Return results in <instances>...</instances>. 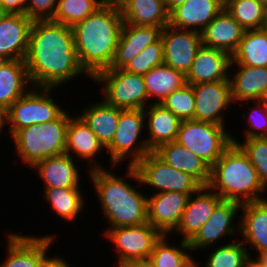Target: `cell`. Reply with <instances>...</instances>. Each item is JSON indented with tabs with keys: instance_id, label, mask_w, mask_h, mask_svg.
Instances as JSON below:
<instances>
[{
	"instance_id": "3957f363",
	"label": "cell",
	"mask_w": 267,
	"mask_h": 267,
	"mask_svg": "<svg viewBox=\"0 0 267 267\" xmlns=\"http://www.w3.org/2000/svg\"><path fill=\"white\" fill-rule=\"evenodd\" d=\"M108 228L147 223V195L105 168L89 170Z\"/></svg>"
},
{
	"instance_id": "d4e9b609",
	"label": "cell",
	"mask_w": 267,
	"mask_h": 267,
	"mask_svg": "<svg viewBox=\"0 0 267 267\" xmlns=\"http://www.w3.org/2000/svg\"><path fill=\"white\" fill-rule=\"evenodd\" d=\"M242 219L238 228L242 235L241 242H249L250 249L258 254L267 251V199L241 204ZM244 237V238H243ZM245 240V241H244ZM245 242V243H244Z\"/></svg>"
},
{
	"instance_id": "cb8c5ba5",
	"label": "cell",
	"mask_w": 267,
	"mask_h": 267,
	"mask_svg": "<svg viewBox=\"0 0 267 267\" xmlns=\"http://www.w3.org/2000/svg\"><path fill=\"white\" fill-rule=\"evenodd\" d=\"M106 149L104 145L98 140L96 135L84 122V120L78 116H70L69 124L66 131V149L65 153L71 156V153H75L77 158L89 162L90 165H94L88 170L102 168L99 163H96L97 154L100 151ZM95 162V164L93 163ZM98 164V165H97Z\"/></svg>"
},
{
	"instance_id": "f546056e",
	"label": "cell",
	"mask_w": 267,
	"mask_h": 267,
	"mask_svg": "<svg viewBox=\"0 0 267 267\" xmlns=\"http://www.w3.org/2000/svg\"><path fill=\"white\" fill-rule=\"evenodd\" d=\"M119 7L126 24L162 28L169 25L165 0H125Z\"/></svg>"
},
{
	"instance_id": "4fadbf2b",
	"label": "cell",
	"mask_w": 267,
	"mask_h": 267,
	"mask_svg": "<svg viewBox=\"0 0 267 267\" xmlns=\"http://www.w3.org/2000/svg\"><path fill=\"white\" fill-rule=\"evenodd\" d=\"M195 97L194 120L224 126V114L233 103L229 80L193 84Z\"/></svg>"
},
{
	"instance_id": "f6af8a7d",
	"label": "cell",
	"mask_w": 267,
	"mask_h": 267,
	"mask_svg": "<svg viewBox=\"0 0 267 267\" xmlns=\"http://www.w3.org/2000/svg\"><path fill=\"white\" fill-rule=\"evenodd\" d=\"M41 267H71V265L63 257L55 256L49 257Z\"/></svg>"
},
{
	"instance_id": "bcb514c9",
	"label": "cell",
	"mask_w": 267,
	"mask_h": 267,
	"mask_svg": "<svg viewBox=\"0 0 267 267\" xmlns=\"http://www.w3.org/2000/svg\"><path fill=\"white\" fill-rule=\"evenodd\" d=\"M117 267H153L148 260H129L118 263Z\"/></svg>"
},
{
	"instance_id": "d6986e66",
	"label": "cell",
	"mask_w": 267,
	"mask_h": 267,
	"mask_svg": "<svg viewBox=\"0 0 267 267\" xmlns=\"http://www.w3.org/2000/svg\"><path fill=\"white\" fill-rule=\"evenodd\" d=\"M221 200L222 198L208 186L201 187L195 194L189 196L175 232L183 237V241L189 242L209 219L213 209Z\"/></svg>"
},
{
	"instance_id": "7bdbcfd3",
	"label": "cell",
	"mask_w": 267,
	"mask_h": 267,
	"mask_svg": "<svg viewBox=\"0 0 267 267\" xmlns=\"http://www.w3.org/2000/svg\"><path fill=\"white\" fill-rule=\"evenodd\" d=\"M58 0H26V15L32 20H52Z\"/></svg>"
},
{
	"instance_id": "f5cc1de1",
	"label": "cell",
	"mask_w": 267,
	"mask_h": 267,
	"mask_svg": "<svg viewBox=\"0 0 267 267\" xmlns=\"http://www.w3.org/2000/svg\"><path fill=\"white\" fill-rule=\"evenodd\" d=\"M247 267H262L261 265H259L255 260H253V256L250 259Z\"/></svg>"
},
{
	"instance_id": "836d02e7",
	"label": "cell",
	"mask_w": 267,
	"mask_h": 267,
	"mask_svg": "<svg viewBox=\"0 0 267 267\" xmlns=\"http://www.w3.org/2000/svg\"><path fill=\"white\" fill-rule=\"evenodd\" d=\"M167 235H162L155 243L154 249L150 254L148 261L153 267H198L197 261H194L188 242L181 240L179 247L167 243ZM188 253H187V252Z\"/></svg>"
},
{
	"instance_id": "4316f807",
	"label": "cell",
	"mask_w": 267,
	"mask_h": 267,
	"mask_svg": "<svg viewBox=\"0 0 267 267\" xmlns=\"http://www.w3.org/2000/svg\"><path fill=\"white\" fill-rule=\"evenodd\" d=\"M236 66L239 68L235 75H229L233 102L263 100L267 94V67Z\"/></svg>"
},
{
	"instance_id": "30bf717a",
	"label": "cell",
	"mask_w": 267,
	"mask_h": 267,
	"mask_svg": "<svg viewBox=\"0 0 267 267\" xmlns=\"http://www.w3.org/2000/svg\"><path fill=\"white\" fill-rule=\"evenodd\" d=\"M16 100L6 111L8 132L11 137L20 129L55 120L64 109L54 102L50 93L54 88L33 87Z\"/></svg>"
},
{
	"instance_id": "60d3db41",
	"label": "cell",
	"mask_w": 267,
	"mask_h": 267,
	"mask_svg": "<svg viewBox=\"0 0 267 267\" xmlns=\"http://www.w3.org/2000/svg\"><path fill=\"white\" fill-rule=\"evenodd\" d=\"M164 64L163 41L160 38L157 42L147 46L140 54L131 60L123 70L144 75L152 68Z\"/></svg>"
},
{
	"instance_id": "9c48e42d",
	"label": "cell",
	"mask_w": 267,
	"mask_h": 267,
	"mask_svg": "<svg viewBox=\"0 0 267 267\" xmlns=\"http://www.w3.org/2000/svg\"><path fill=\"white\" fill-rule=\"evenodd\" d=\"M144 109H120V117L111 143L106 147V153L110 154L111 167H115L121 161L129 158L128 165L134 166L138 161L152 152L146 139L141 141L139 136L145 127ZM140 138L139 143L137 144ZM137 145V146H135Z\"/></svg>"
},
{
	"instance_id": "74e56055",
	"label": "cell",
	"mask_w": 267,
	"mask_h": 267,
	"mask_svg": "<svg viewBox=\"0 0 267 267\" xmlns=\"http://www.w3.org/2000/svg\"><path fill=\"white\" fill-rule=\"evenodd\" d=\"M245 29H260L265 7L258 0H229L224 7Z\"/></svg>"
},
{
	"instance_id": "f1b7e54d",
	"label": "cell",
	"mask_w": 267,
	"mask_h": 267,
	"mask_svg": "<svg viewBox=\"0 0 267 267\" xmlns=\"http://www.w3.org/2000/svg\"><path fill=\"white\" fill-rule=\"evenodd\" d=\"M30 86V87H29ZM33 86L24 60L0 61V108L7 111L11 105ZM27 88V89H26Z\"/></svg>"
},
{
	"instance_id": "ffe728a7",
	"label": "cell",
	"mask_w": 267,
	"mask_h": 267,
	"mask_svg": "<svg viewBox=\"0 0 267 267\" xmlns=\"http://www.w3.org/2000/svg\"><path fill=\"white\" fill-rule=\"evenodd\" d=\"M224 7L221 0H187L169 12V25L201 33Z\"/></svg>"
},
{
	"instance_id": "e575fe53",
	"label": "cell",
	"mask_w": 267,
	"mask_h": 267,
	"mask_svg": "<svg viewBox=\"0 0 267 267\" xmlns=\"http://www.w3.org/2000/svg\"><path fill=\"white\" fill-rule=\"evenodd\" d=\"M44 198L51 209L66 221H74L84 207V197L80 188H44Z\"/></svg>"
},
{
	"instance_id": "7a4b0ae2",
	"label": "cell",
	"mask_w": 267,
	"mask_h": 267,
	"mask_svg": "<svg viewBox=\"0 0 267 267\" xmlns=\"http://www.w3.org/2000/svg\"><path fill=\"white\" fill-rule=\"evenodd\" d=\"M123 24L119 6L102 4L71 27L79 63L90 78L110 68Z\"/></svg>"
},
{
	"instance_id": "ab89813d",
	"label": "cell",
	"mask_w": 267,
	"mask_h": 267,
	"mask_svg": "<svg viewBox=\"0 0 267 267\" xmlns=\"http://www.w3.org/2000/svg\"><path fill=\"white\" fill-rule=\"evenodd\" d=\"M232 141L248 155L260 181L267 188V137L247 138L241 143L233 136Z\"/></svg>"
},
{
	"instance_id": "f35d334b",
	"label": "cell",
	"mask_w": 267,
	"mask_h": 267,
	"mask_svg": "<svg viewBox=\"0 0 267 267\" xmlns=\"http://www.w3.org/2000/svg\"><path fill=\"white\" fill-rule=\"evenodd\" d=\"M181 121L194 119L195 97L192 85L186 83L181 88L170 93L162 102Z\"/></svg>"
},
{
	"instance_id": "277c9868",
	"label": "cell",
	"mask_w": 267,
	"mask_h": 267,
	"mask_svg": "<svg viewBox=\"0 0 267 267\" xmlns=\"http://www.w3.org/2000/svg\"><path fill=\"white\" fill-rule=\"evenodd\" d=\"M208 187L222 200L240 204L265 200L261 194L267 190L248 155L235 143L210 168Z\"/></svg>"
},
{
	"instance_id": "d590c367",
	"label": "cell",
	"mask_w": 267,
	"mask_h": 267,
	"mask_svg": "<svg viewBox=\"0 0 267 267\" xmlns=\"http://www.w3.org/2000/svg\"><path fill=\"white\" fill-rule=\"evenodd\" d=\"M232 241L216 247L207 257L208 259L204 266L247 267L250 259L252 258L249 249H247V246H244L239 239H233Z\"/></svg>"
},
{
	"instance_id": "d6a6232c",
	"label": "cell",
	"mask_w": 267,
	"mask_h": 267,
	"mask_svg": "<svg viewBox=\"0 0 267 267\" xmlns=\"http://www.w3.org/2000/svg\"><path fill=\"white\" fill-rule=\"evenodd\" d=\"M231 64L267 67V32L260 29L246 30Z\"/></svg>"
},
{
	"instance_id": "e0dca14e",
	"label": "cell",
	"mask_w": 267,
	"mask_h": 267,
	"mask_svg": "<svg viewBox=\"0 0 267 267\" xmlns=\"http://www.w3.org/2000/svg\"><path fill=\"white\" fill-rule=\"evenodd\" d=\"M231 61L228 53L202 45L186 75V83L193 85L229 80L230 67L233 66Z\"/></svg>"
},
{
	"instance_id": "6f0895ef",
	"label": "cell",
	"mask_w": 267,
	"mask_h": 267,
	"mask_svg": "<svg viewBox=\"0 0 267 267\" xmlns=\"http://www.w3.org/2000/svg\"><path fill=\"white\" fill-rule=\"evenodd\" d=\"M224 4H226L229 0H221Z\"/></svg>"
},
{
	"instance_id": "816d5d0a",
	"label": "cell",
	"mask_w": 267,
	"mask_h": 267,
	"mask_svg": "<svg viewBox=\"0 0 267 267\" xmlns=\"http://www.w3.org/2000/svg\"><path fill=\"white\" fill-rule=\"evenodd\" d=\"M125 0H105V4H109V5H117L119 6L122 2H124Z\"/></svg>"
},
{
	"instance_id": "7402d4cb",
	"label": "cell",
	"mask_w": 267,
	"mask_h": 267,
	"mask_svg": "<svg viewBox=\"0 0 267 267\" xmlns=\"http://www.w3.org/2000/svg\"><path fill=\"white\" fill-rule=\"evenodd\" d=\"M246 30L224 8L201 32L202 45L232 56Z\"/></svg>"
},
{
	"instance_id": "ac0fdd59",
	"label": "cell",
	"mask_w": 267,
	"mask_h": 267,
	"mask_svg": "<svg viewBox=\"0 0 267 267\" xmlns=\"http://www.w3.org/2000/svg\"><path fill=\"white\" fill-rule=\"evenodd\" d=\"M32 22L27 15L4 16L0 21V61L25 60Z\"/></svg>"
},
{
	"instance_id": "8d00e7d4",
	"label": "cell",
	"mask_w": 267,
	"mask_h": 267,
	"mask_svg": "<svg viewBox=\"0 0 267 267\" xmlns=\"http://www.w3.org/2000/svg\"><path fill=\"white\" fill-rule=\"evenodd\" d=\"M102 4L100 0H58L52 21L72 27L91 15Z\"/></svg>"
},
{
	"instance_id": "52a82bcc",
	"label": "cell",
	"mask_w": 267,
	"mask_h": 267,
	"mask_svg": "<svg viewBox=\"0 0 267 267\" xmlns=\"http://www.w3.org/2000/svg\"><path fill=\"white\" fill-rule=\"evenodd\" d=\"M202 159L210 168L233 143L222 125L198 120H182L175 140Z\"/></svg>"
},
{
	"instance_id": "9a60e30c",
	"label": "cell",
	"mask_w": 267,
	"mask_h": 267,
	"mask_svg": "<svg viewBox=\"0 0 267 267\" xmlns=\"http://www.w3.org/2000/svg\"><path fill=\"white\" fill-rule=\"evenodd\" d=\"M189 195L181 192L153 193L147 197V222L162 235H170L178 227Z\"/></svg>"
},
{
	"instance_id": "83f0119b",
	"label": "cell",
	"mask_w": 267,
	"mask_h": 267,
	"mask_svg": "<svg viewBox=\"0 0 267 267\" xmlns=\"http://www.w3.org/2000/svg\"><path fill=\"white\" fill-rule=\"evenodd\" d=\"M148 109V110H147ZM149 149L153 152L160 145L176 140L181 120L163 105L150 103L144 109Z\"/></svg>"
},
{
	"instance_id": "5b68a950",
	"label": "cell",
	"mask_w": 267,
	"mask_h": 267,
	"mask_svg": "<svg viewBox=\"0 0 267 267\" xmlns=\"http://www.w3.org/2000/svg\"><path fill=\"white\" fill-rule=\"evenodd\" d=\"M70 116L64 110L55 120L18 130L11 138L20 160L32 168L39 161L64 154Z\"/></svg>"
},
{
	"instance_id": "f907efd6",
	"label": "cell",
	"mask_w": 267,
	"mask_h": 267,
	"mask_svg": "<svg viewBox=\"0 0 267 267\" xmlns=\"http://www.w3.org/2000/svg\"><path fill=\"white\" fill-rule=\"evenodd\" d=\"M260 30L267 32V7L264 9L263 20L260 26Z\"/></svg>"
},
{
	"instance_id": "484cf974",
	"label": "cell",
	"mask_w": 267,
	"mask_h": 267,
	"mask_svg": "<svg viewBox=\"0 0 267 267\" xmlns=\"http://www.w3.org/2000/svg\"><path fill=\"white\" fill-rule=\"evenodd\" d=\"M74 160L64 153L39 161L32 168L37 170L45 188H80L81 176Z\"/></svg>"
},
{
	"instance_id": "681fc988",
	"label": "cell",
	"mask_w": 267,
	"mask_h": 267,
	"mask_svg": "<svg viewBox=\"0 0 267 267\" xmlns=\"http://www.w3.org/2000/svg\"><path fill=\"white\" fill-rule=\"evenodd\" d=\"M6 124V111L0 108V132H2L4 127H6Z\"/></svg>"
},
{
	"instance_id": "8fae6325",
	"label": "cell",
	"mask_w": 267,
	"mask_h": 267,
	"mask_svg": "<svg viewBox=\"0 0 267 267\" xmlns=\"http://www.w3.org/2000/svg\"><path fill=\"white\" fill-rule=\"evenodd\" d=\"M104 236L116 247L117 263L148 260L162 234L148 222L142 225L108 228Z\"/></svg>"
},
{
	"instance_id": "603a6c76",
	"label": "cell",
	"mask_w": 267,
	"mask_h": 267,
	"mask_svg": "<svg viewBox=\"0 0 267 267\" xmlns=\"http://www.w3.org/2000/svg\"><path fill=\"white\" fill-rule=\"evenodd\" d=\"M153 152L175 170L185 172L194 178L202 187L208 186L210 167L186 147L173 141L160 145Z\"/></svg>"
},
{
	"instance_id": "7dc6e473",
	"label": "cell",
	"mask_w": 267,
	"mask_h": 267,
	"mask_svg": "<svg viewBox=\"0 0 267 267\" xmlns=\"http://www.w3.org/2000/svg\"><path fill=\"white\" fill-rule=\"evenodd\" d=\"M187 0H165V6L168 12L180 4L185 3Z\"/></svg>"
},
{
	"instance_id": "1f68e13d",
	"label": "cell",
	"mask_w": 267,
	"mask_h": 267,
	"mask_svg": "<svg viewBox=\"0 0 267 267\" xmlns=\"http://www.w3.org/2000/svg\"><path fill=\"white\" fill-rule=\"evenodd\" d=\"M143 79L148 100L156 97L154 103L157 104H161L170 93L186 84V76L166 64L152 68L143 75Z\"/></svg>"
},
{
	"instance_id": "6da1fadb",
	"label": "cell",
	"mask_w": 267,
	"mask_h": 267,
	"mask_svg": "<svg viewBox=\"0 0 267 267\" xmlns=\"http://www.w3.org/2000/svg\"><path fill=\"white\" fill-rule=\"evenodd\" d=\"M33 87L56 88L86 74L74 44L72 28L52 20L32 22L25 57Z\"/></svg>"
},
{
	"instance_id": "ee69618b",
	"label": "cell",
	"mask_w": 267,
	"mask_h": 267,
	"mask_svg": "<svg viewBox=\"0 0 267 267\" xmlns=\"http://www.w3.org/2000/svg\"><path fill=\"white\" fill-rule=\"evenodd\" d=\"M7 14L26 15V0H0Z\"/></svg>"
},
{
	"instance_id": "5bb4252c",
	"label": "cell",
	"mask_w": 267,
	"mask_h": 267,
	"mask_svg": "<svg viewBox=\"0 0 267 267\" xmlns=\"http://www.w3.org/2000/svg\"><path fill=\"white\" fill-rule=\"evenodd\" d=\"M7 235L8 255L0 267H41L49 258L47 251L55 239L53 234L43 237L26 236L21 233Z\"/></svg>"
},
{
	"instance_id": "ba28073f",
	"label": "cell",
	"mask_w": 267,
	"mask_h": 267,
	"mask_svg": "<svg viewBox=\"0 0 267 267\" xmlns=\"http://www.w3.org/2000/svg\"><path fill=\"white\" fill-rule=\"evenodd\" d=\"M93 80L103 85V100L108 105L129 110L145 109L150 104L143 75L108 68L99 72Z\"/></svg>"
},
{
	"instance_id": "8992f818",
	"label": "cell",
	"mask_w": 267,
	"mask_h": 267,
	"mask_svg": "<svg viewBox=\"0 0 267 267\" xmlns=\"http://www.w3.org/2000/svg\"><path fill=\"white\" fill-rule=\"evenodd\" d=\"M127 176L143 186L148 185L158 190L155 193L181 192L189 196L195 194L202 186L191 176L175 170L166 164L154 152H150L134 166L128 165Z\"/></svg>"
},
{
	"instance_id": "7c38bea8",
	"label": "cell",
	"mask_w": 267,
	"mask_h": 267,
	"mask_svg": "<svg viewBox=\"0 0 267 267\" xmlns=\"http://www.w3.org/2000/svg\"><path fill=\"white\" fill-rule=\"evenodd\" d=\"M161 39L164 49V64L186 76L198 49L202 46L201 33L168 25L163 28Z\"/></svg>"
},
{
	"instance_id": "9f6ffc18",
	"label": "cell",
	"mask_w": 267,
	"mask_h": 267,
	"mask_svg": "<svg viewBox=\"0 0 267 267\" xmlns=\"http://www.w3.org/2000/svg\"><path fill=\"white\" fill-rule=\"evenodd\" d=\"M263 101L265 102V104L267 106V94H266L265 98L263 99Z\"/></svg>"
},
{
	"instance_id": "2e32d148",
	"label": "cell",
	"mask_w": 267,
	"mask_h": 267,
	"mask_svg": "<svg viewBox=\"0 0 267 267\" xmlns=\"http://www.w3.org/2000/svg\"><path fill=\"white\" fill-rule=\"evenodd\" d=\"M241 210V204L235 201L221 200L213 209L209 219L202 225L196 235L188 242L192 250L208 249L211 245L236 232L233 221ZM208 247V248H207Z\"/></svg>"
},
{
	"instance_id": "4dcf8cb0",
	"label": "cell",
	"mask_w": 267,
	"mask_h": 267,
	"mask_svg": "<svg viewBox=\"0 0 267 267\" xmlns=\"http://www.w3.org/2000/svg\"><path fill=\"white\" fill-rule=\"evenodd\" d=\"M79 116L106 148L114 138L120 117V108L108 105L104 100L88 105Z\"/></svg>"
},
{
	"instance_id": "b9f144b4",
	"label": "cell",
	"mask_w": 267,
	"mask_h": 267,
	"mask_svg": "<svg viewBox=\"0 0 267 267\" xmlns=\"http://www.w3.org/2000/svg\"><path fill=\"white\" fill-rule=\"evenodd\" d=\"M255 102L253 109H249V118L245 117L249 127L243 131L245 139L267 137V106L263 100Z\"/></svg>"
},
{
	"instance_id": "11a10c76",
	"label": "cell",
	"mask_w": 267,
	"mask_h": 267,
	"mask_svg": "<svg viewBox=\"0 0 267 267\" xmlns=\"http://www.w3.org/2000/svg\"><path fill=\"white\" fill-rule=\"evenodd\" d=\"M264 7H267V0H258Z\"/></svg>"
},
{
	"instance_id": "db71d44e",
	"label": "cell",
	"mask_w": 267,
	"mask_h": 267,
	"mask_svg": "<svg viewBox=\"0 0 267 267\" xmlns=\"http://www.w3.org/2000/svg\"><path fill=\"white\" fill-rule=\"evenodd\" d=\"M7 13L4 11L3 6L0 4V21L4 18Z\"/></svg>"
},
{
	"instance_id": "44dd1931",
	"label": "cell",
	"mask_w": 267,
	"mask_h": 267,
	"mask_svg": "<svg viewBox=\"0 0 267 267\" xmlns=\"http://www.w3.org/2000/svg\"><path fill=\"white\" fill-rule=\"evenodd\" d=\"M162 30V27L124 23L115 56L109 69H123L147 46L157 42L161 38Z\"/></svg>"
},
{
	"instance_id": "c3c4849f",
	"label": "cell",
	"mask_w": 267,
	"mask_h": 267,
	"mask_svg": "<svg viewBox=\"0 0 267 267\" xmlns=\"http://www.w3.org/2000/svg\"><path fill=\"white\" fill-rule=\"evenodd\" d=\"M256 256L257 259L255 258L254 260L262 267H267V251L259 254V256L258 255Z\"/></svg>"
}]
</instances>
